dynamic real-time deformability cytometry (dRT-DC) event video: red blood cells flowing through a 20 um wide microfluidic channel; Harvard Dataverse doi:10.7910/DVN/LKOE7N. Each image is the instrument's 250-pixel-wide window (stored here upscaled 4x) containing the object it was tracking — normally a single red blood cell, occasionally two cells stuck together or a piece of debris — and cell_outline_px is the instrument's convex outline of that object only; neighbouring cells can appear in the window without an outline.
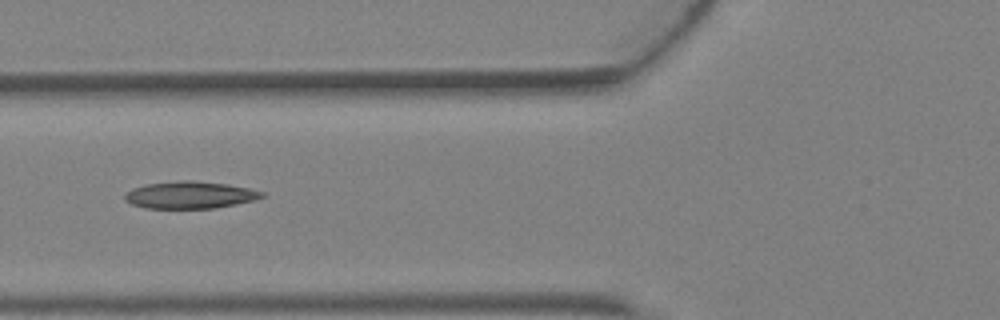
{"species": "Egyptian fruit bat (a non-hibernating species)", "species_latin": "Rousettus aegyptiacus", "temperature_condition": "warm", "stored_images_in_passage": 4, "camera_frame_rate_fps": 3000, "um_per_image_px": 0.085, "animal": {"sex": "female"}, "frame": {"image": 1, "passage_image": 4, "time_ms": 1.0, "image_size_px": [1000, 320], "cell_outline_px": [[264, 196], [256, 200], [216, 208], [148, 208], [132, 204], [124, 200], [124, 196], [132, 188], [144, 184], [180, 180], [192, 180], [228, 184], [248, 188], [264, 192]], "centroid_in_image_um": [16.15, 16.56], "position_along_channel_um": 109.6, "area_um2": 21.73}}